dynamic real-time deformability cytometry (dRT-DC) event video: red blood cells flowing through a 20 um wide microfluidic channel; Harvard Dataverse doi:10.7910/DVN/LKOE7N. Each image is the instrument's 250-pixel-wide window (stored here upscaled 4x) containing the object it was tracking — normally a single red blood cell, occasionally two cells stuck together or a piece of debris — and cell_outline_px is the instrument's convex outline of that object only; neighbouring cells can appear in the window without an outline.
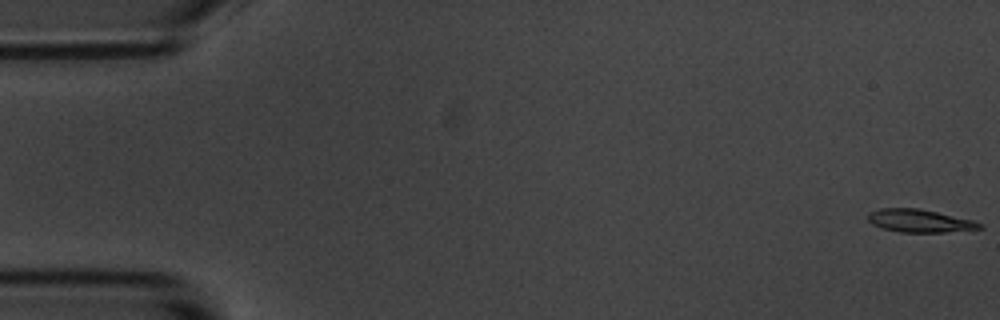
{"species": "common noctule bat (a hibernating species)", "species_latin": "Nyctalus noctula", "temperature_condition": "room temperature", "stored_images_in_passage": 14, "camera_frame_rate_fps": 3000, "um_per_image_px": 0.085, "animal": {"sex": "male", "body_mass_g": 20.1, "forearm_length_mm": 53.5}, "frame": {"image": 1, "passage_image": 1, "time_ms": 0.0, "image_size_px": [1000, 320], "cell_outline_px": [[984, 228], [944, 232], [900, 232], [880, 228], [872, 224], [868, 220], [868, 212], [880, 208], [920, 208], [972, 220], [984, 224]], "centroid_in_image_um": [78.15, 18.77], "position_along_channel_um": 6.9, "area_um2": 14.97}}
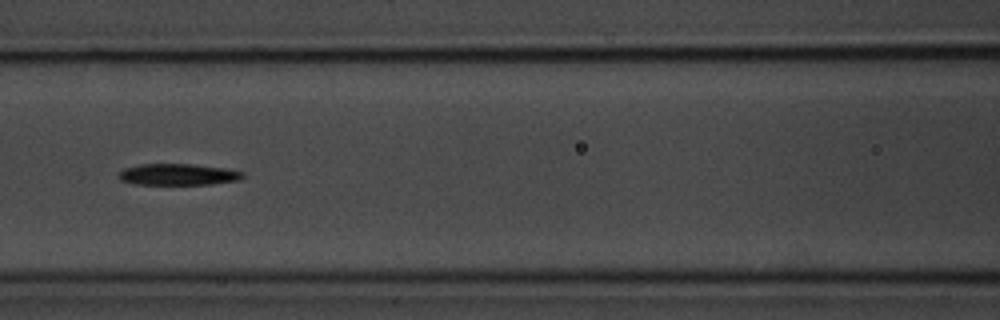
{"frame": {"image": 2, "passage_image": 7, "time_ms": 8.0, "image_size_px": [1000, 320], "cell_outline_px": [[244, 176], [240, 180], [212, 184], [132, 184], [120, 180], [116, 176], [124, 168], [140, 164], [192, 164], [228, 168], [244, 172]], "centroid_in_image_um": [15.14, 14.83], "position_along_channel_um": 151.5, "area_um2": 15.66}}
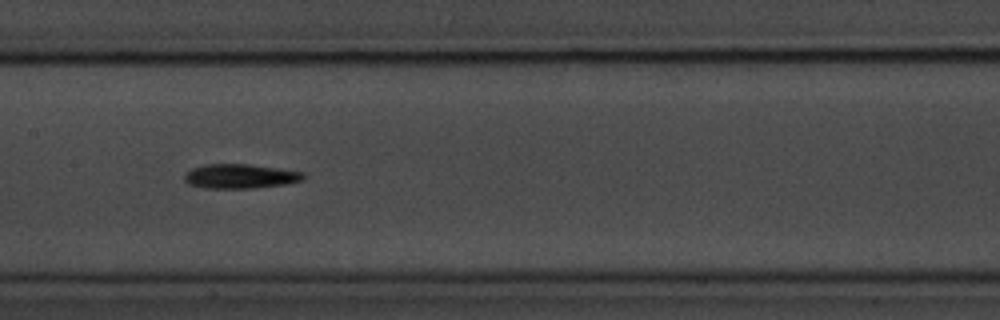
{"frame": {"image": 3, "passage_image": 8, "time_ms": 9.0, "image_size_px": [1000, 320], "cell_outline_px": [[304, 180], [288, 184], [252, 188], [204, 188], [188, 184], [184, 180], [184, 176], [192, 168], [204, 164], [248, 164], [304, 172]], "centroid_in_image_um": [20.42, 14.98], "position_along_channel_um": 187.0, "area_um2": 16.94}, "authors_computed_cell_mechanics": {"area_um2": 15.6349, "velocity_mm_per_s": 3.5535, "shape_relaxation_time_tau1_ms": 4.3246, "shape_relaxation_time_tau2_ms": null, "deformation_change_tau1": 0.1359, "deformation_change_tau2": null}}